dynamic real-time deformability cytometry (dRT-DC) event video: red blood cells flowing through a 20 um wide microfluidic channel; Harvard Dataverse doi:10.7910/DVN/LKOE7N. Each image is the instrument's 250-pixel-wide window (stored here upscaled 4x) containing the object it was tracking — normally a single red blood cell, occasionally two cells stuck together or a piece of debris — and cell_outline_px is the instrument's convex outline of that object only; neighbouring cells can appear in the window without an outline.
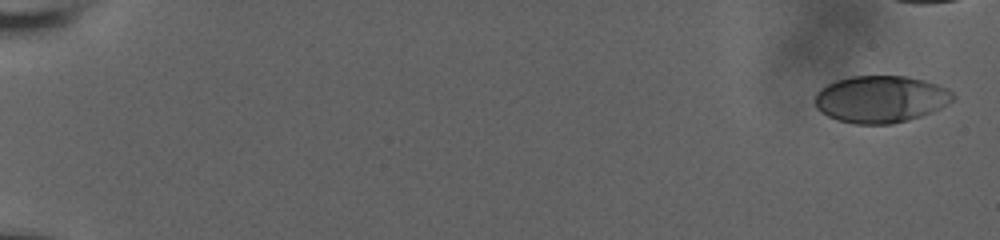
{"species": "human", "species_latin": "Homo sapiens", "temperature_condition": "room temperature", "stored_images_in_passage": 9, "camera_frame_rate_fps": 3000, "um_per_image_px": 0.085, "donor": {"sex": "male"}, "frame": {"image": 1, "passage_image": 1, "time_ms": 0.0, "image_size_px": [1000, 240], "cell_outline_px": [[956, 96], [952, 100], [940, 108], [932, 112], [908, 120], [892, 124], [856, 124], [840, 120], [828, 116], [820, 112], [816, 108], [816, 92], [820, 88], [836, 80], [852, 76], [908, 76], [924, 80], [948, 88]], "centroid_in_image_um": [74.86, 8.42], "position_along_channel_um": 10.1, "area_um2": 37.8}}
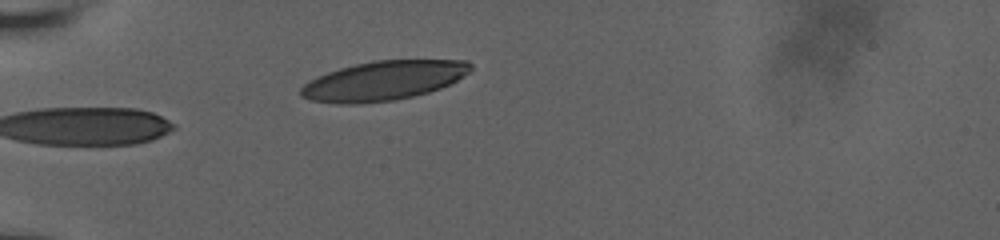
{"frame": {"image": 2, "passage_image": 9, "time_ms": 7.333, "image_size_px": [1000, 240], "cell_outline_px": [[472, 68], [468, 72], [456, 80], [440, 88], [428, 92], [412, 96], [392, 100], [360, 104], [336, 104], [308, 100], [300, 96], [300, 88], [308, 80], [328, 72], [340, 68], [372, 60], [468, 60], [472, 64]], "centroid_in_image_um": [32.55, 6.86], "position_along_channel_um": 52.5, "area_um2": 38.96}}